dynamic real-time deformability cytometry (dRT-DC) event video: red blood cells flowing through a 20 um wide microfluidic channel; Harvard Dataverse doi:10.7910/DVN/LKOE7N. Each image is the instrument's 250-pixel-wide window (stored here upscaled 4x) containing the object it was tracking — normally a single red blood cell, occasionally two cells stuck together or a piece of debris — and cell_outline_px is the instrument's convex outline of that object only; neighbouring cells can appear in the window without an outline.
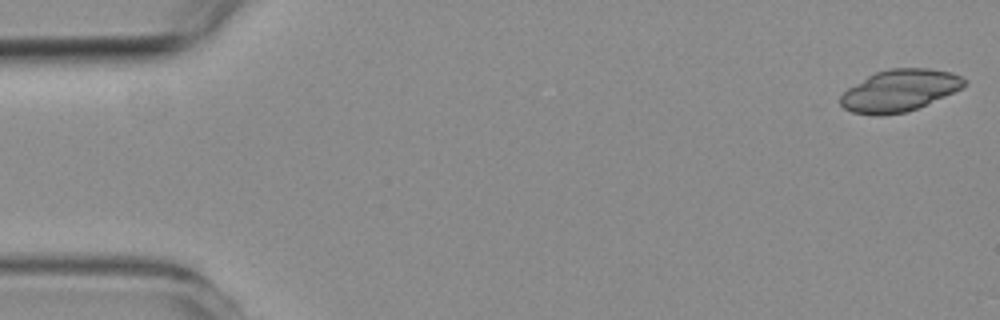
{"species": "common noctule bat (a hibernating species)", "species_latin": "Nyctalus noctula", "temperature_condition": "room temperature", "stored_images_in_passage": 5, "camera_frame_rate_fps": 3000, "um_per_image_px": 0.085, "animal": {"sex": "female", "body_mass_g": 19.3, "forearm_length_mm": 54.1}, "frame": {"image": 1, "passage_image": 1, "time_ms": 0.0, "image_size_px": [1000, 320], "cell_outline_px": [[968, 84], [944, 96], [916, 108], [904, 112], [880, 116], [876, 116], [852, 112], [844, 108], [840, 104], [840, 96], [848, 88], [868, 76], [876, 72], [888, 68], [928, 68], [952, 72], [968, 80]], "centroid_in_image_um": [76.45, 7.69], "position_along_channel_um": 8.6, "area_um2": 30.0}}